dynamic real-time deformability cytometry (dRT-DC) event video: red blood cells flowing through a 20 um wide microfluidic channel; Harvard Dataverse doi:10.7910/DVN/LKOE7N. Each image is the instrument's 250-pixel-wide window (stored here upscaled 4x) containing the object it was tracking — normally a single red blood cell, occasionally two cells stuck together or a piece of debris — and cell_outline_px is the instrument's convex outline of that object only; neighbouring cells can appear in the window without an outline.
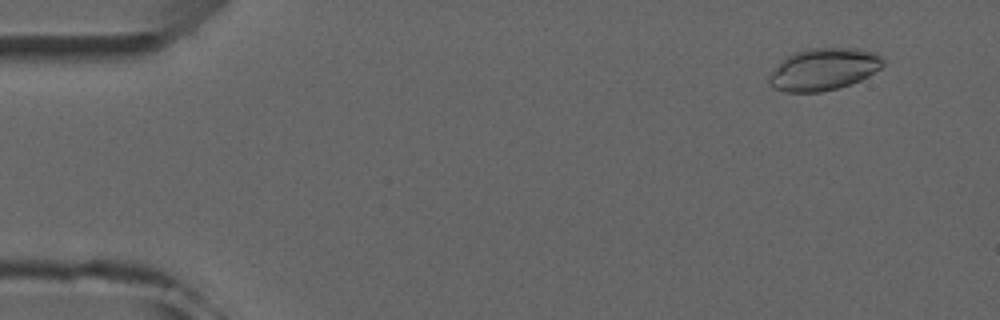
{"species": "common noctule bat (a hibernating species)", "species_latin": "Nyctalus noctula", "temperature_condition": "room temperature", "stored_images_in_passage": 4, "camera_frame_rate_fps": 3000, "um_per_image_px": 0.085, "animal": {"sex": "male", "forearm_length_mm": 52.5}, "frame": {"image": 1, "passage_image": 1, "time_ms": 0.0, "image_size_px": [1000, 320], "cell_outline_px": [[884, 64], [880, 68], [868, 76], [860, 80], [836, 88], [820, 92], [784, 92], [772, 88], [768, 84], [768, 76], [792, 52], [808, 48], [856, 48], [876, 52], [884, 56]], "centroid_in_image_um": [70.02, 5.88], "position_along_channel_um": 15.0, "area_um2": 27.98}}
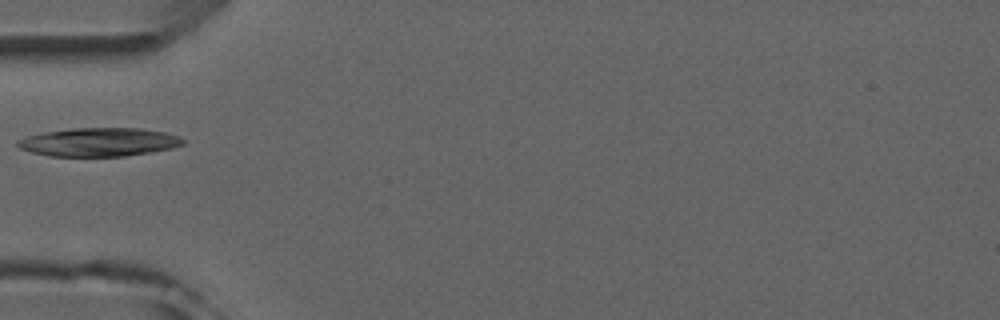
{"frame": {"image": 2, "passage_image": 4, "time_ms": 4.333, "image_size_px": [1000, 320], "cell_outline_px": [[184, 144], [172, 148], [124, 156], [48, 156], [32, 152], [20, 148], [16, 144], [16, 140], [28, 136], [44, 132], [72, 128], [140, 128], [164, 132], [180, 136], [184, 140]], "centroid_in_image_um": [8.41, 12.07], "position_along_channel_um": 76.6, "area_um2": 27.4}}